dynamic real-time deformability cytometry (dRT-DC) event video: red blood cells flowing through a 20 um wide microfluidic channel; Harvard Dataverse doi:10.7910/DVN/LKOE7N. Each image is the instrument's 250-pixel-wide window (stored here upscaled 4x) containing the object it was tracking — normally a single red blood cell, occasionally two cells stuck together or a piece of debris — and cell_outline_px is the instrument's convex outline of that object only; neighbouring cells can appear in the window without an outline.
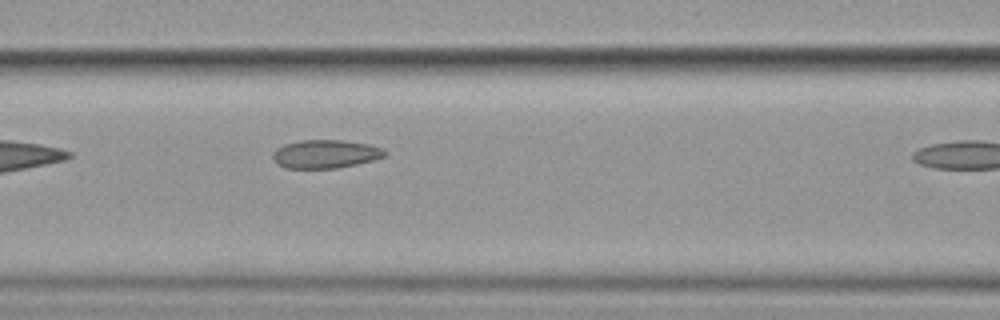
{"species": "common noctule bat (a hibernating species)", "species_latin": "Nyctalus noctula", "temperature_condition": "cold", "stored_images_in_passage": 5, "camera_frame_rate_fps": 3000, "um_per_image_px": 0.085, "animal": {"sex": "female", "body_mass_g": 19.9}, "frame": {"image": 1, "passage_image": 4, "time_ms": 4.333, "image_size_px": [1000, 320], "cell_outline_px": [[388, 156], [376, 160], [340, 168], [284, 168], [276, 164], [272, 156], [272, 152], [276, 148], [284, 144], [300, 140], [344, 140], [368, 144], [384, 148], [388, 152]], "centroid_in_image_um": [27.7, 13.09], "position_along_channel_um": 138.9, "area_um2": 19.02}}